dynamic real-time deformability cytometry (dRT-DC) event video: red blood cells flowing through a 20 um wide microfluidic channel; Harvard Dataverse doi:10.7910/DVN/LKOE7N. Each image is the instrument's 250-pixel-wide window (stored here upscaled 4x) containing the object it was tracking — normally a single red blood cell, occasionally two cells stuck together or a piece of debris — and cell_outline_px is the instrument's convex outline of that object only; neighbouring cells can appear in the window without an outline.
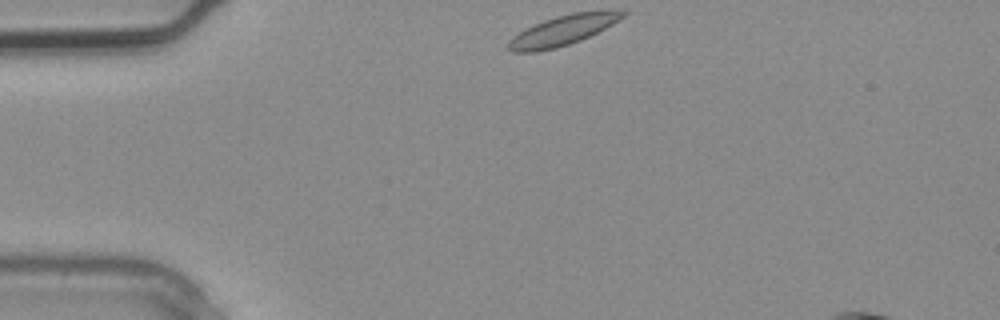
{"species": "common noctule bat (a hibernating species)", "species_latin": "Nyctalus noctula", "temperature_condition": "warm", "stored_images_in_passage": 2, "segment_of_instrument_passage": [1, 2], "camera_frame_rate_fps": 3000, "um_per_image_px": 0.085, "animal": {"sex": "male", "body_mass_g": 20.4}, "frame": {"image": 1, "passage_image": 1, "time_ms": 0.0, "image_size_px": [1000, 320], "cell_outline_px": [[628, 12], [624, 16], [612, 24], [580, 40], [556, 48], [536, 52], [512, 52], [508, 48], [508, 40], [520, 32], [544, 20], [556, 16], [572, 12]], "centroid_in_image_um": [47.75, 2.61], "position_along_channel_um": 37.3, "area_um2": 19.19}}